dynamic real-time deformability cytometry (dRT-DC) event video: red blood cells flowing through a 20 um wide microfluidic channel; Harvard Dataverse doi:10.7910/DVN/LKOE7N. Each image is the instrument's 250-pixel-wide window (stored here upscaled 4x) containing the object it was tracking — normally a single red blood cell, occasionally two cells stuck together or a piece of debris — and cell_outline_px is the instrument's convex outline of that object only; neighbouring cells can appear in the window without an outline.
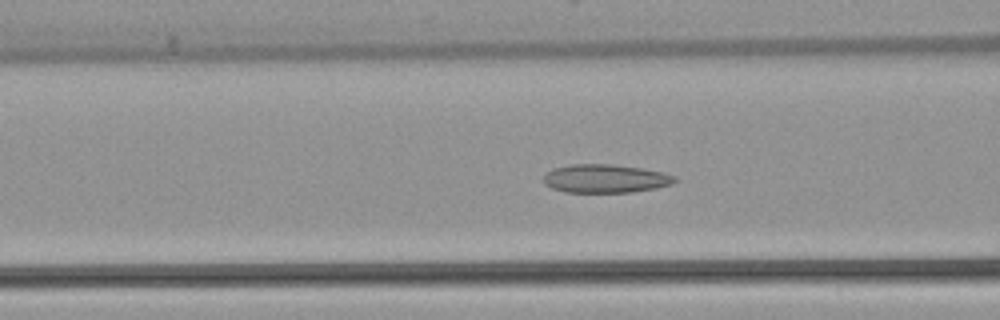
{"species": "common noctule bat (a hibernating species)", "species_latin": "Nyctalus noctula", "temperature_condition": "warm", "stored_images_in_passage": 53, "camera_frame_rate_fps": 3000, "um_per_image_px": 0.085, "animal": {"sex": "female", "body_mass_g": 22.7, "forearm_length_mm": 54.2}, "frame": {"image": 1, "passage_image": 21, "time_ms": 6.667, "image_size_px": [1000, 320], "cell_outline_px": [[680, 180], [672, 184], [656, 188], [632, 192], [564, 192], [552, 188], [544, 184], [544, 176], [552, 168], [572, 164], [612, 164], [640, 168], [664, 172], [676, 176]], "centroid_in_image_um": [51.49, 15.18], "position_along_channel_um": 115.1, "area_um2": 21.91}}
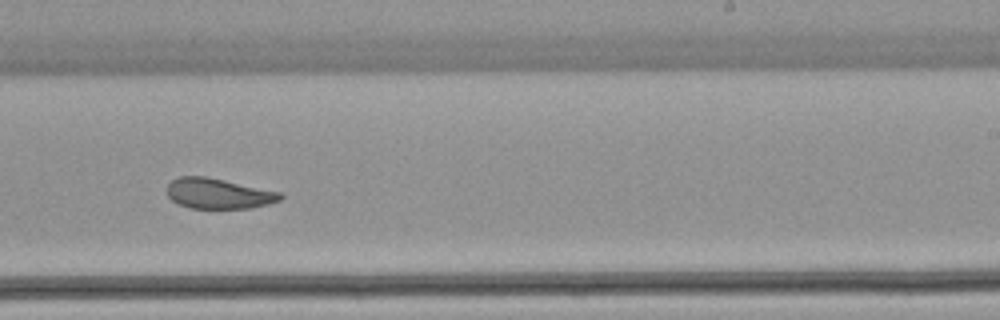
{"frame": {"image": 2, "passage_image": 33, "time_ms": 10.667, "image_size_px": [1000, 320], "cell_outline_px": [[284, 196], [280, 200], [268, 204], [252, 208], [188, 208], [172, 200], [168, 196], [168, 184], [172, 180], [180, 176], [204, 176], [224, 180], [280, 192]], "centroid_in_image_um": [18.57, 16.45], "position_along_channel_um": 270.4, "area_um2": 19.88}}
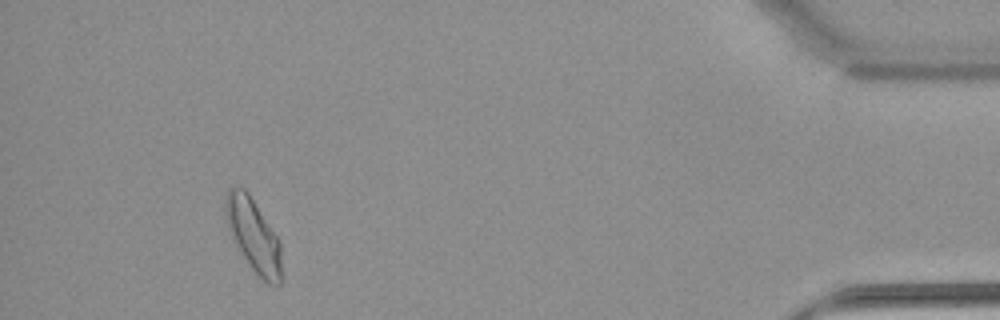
{"frame": {"image": 3, "passage_image": 49, "time_ms": 16.0, "image_size_px": [1000, 320], "cell_outline_px": [[280, 284], [268, 284], [252, 268], [236, 248], [228, 228], [224, 212], [224, 204], [228, 188], [244, 188], [248, 192], [280, 240]], "centroid_in_image_um": [21.5, 19.96], "position_along_channel_um": 413.7, "area_um2": 23.64}, "authors_computed_cell_mechanics": {"area_um2": 22.3686, "velocity_mm_per_s": 3.8992, "shape_relaxation_time_tau1_ms": null, "shape_relaxation_time_tau2_ms": 3.2336, "deformation_change_tau1": null, "deformation_change_tau2": 0.1042}}